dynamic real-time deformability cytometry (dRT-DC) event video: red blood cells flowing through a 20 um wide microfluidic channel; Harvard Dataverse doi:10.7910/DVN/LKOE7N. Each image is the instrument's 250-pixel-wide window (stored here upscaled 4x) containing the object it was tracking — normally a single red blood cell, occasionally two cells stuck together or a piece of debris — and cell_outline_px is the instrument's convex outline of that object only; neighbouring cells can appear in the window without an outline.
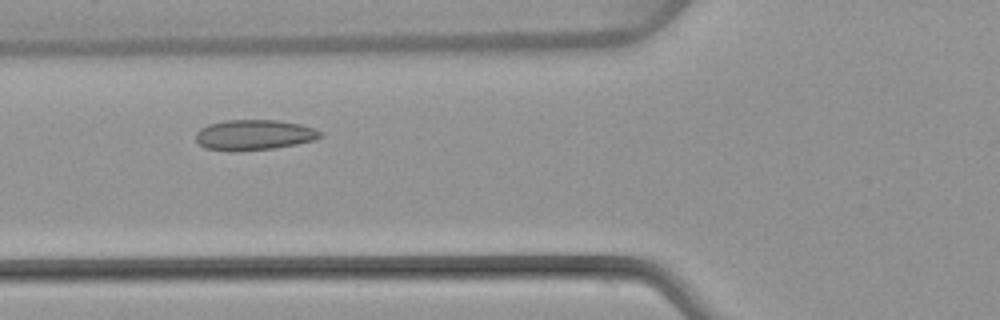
{"species": "common noctule bat (a hibernating species)", "species_latin": "Nyctalus noctula", "temperature_condition": "warm", "stored_images_in_passage": 29, "camera_frame_rate_fps": 3000, "um_per_image_px": 0.085, "animal": {"sex": "female", "body_mass_g": 22.7, "forearm_length_mm": 54.2}, "frame": {"image": 1, "passage_image": 7, "time_ms": 2.0, "image_size_px": [1000, 320], "cell_outline_px": [[324, 136], [316, 140], [296, 144], [272, 148], [240, 152], [232, 152], [204, 148], [196, 140], [196, 132], [200, 128], [208, 124], [224, 120], [276, 120], [300, 124], [324, 132]], "centroid_in_image_um": [21.59, 11.48], "position_along_channel_um": 104.2, "area_um2": 22.37}}
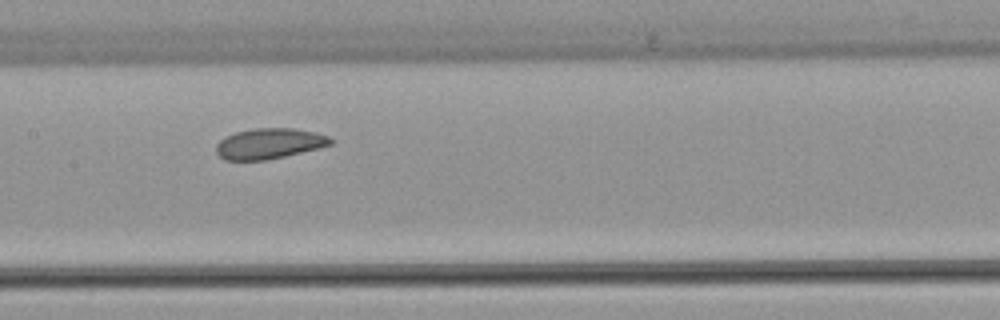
{"frame": {"image": 2, "passage_image": 13, "time_ms": 4.0, "image_size_px": [1000, 320], "cell_outline_px": [[332, 144], [320, 148], [284, 156], [264, 160], [224, 160], [216, 152], [216, 144], [220, 140], [236, 132], [252, 128], [292, 128], [316, 132], [328, 136], [332, 140]], "centroid_in_image_um": [22.89, 12.2], "position_along_channel_um": 184.5, "area_um2": 20.29}}
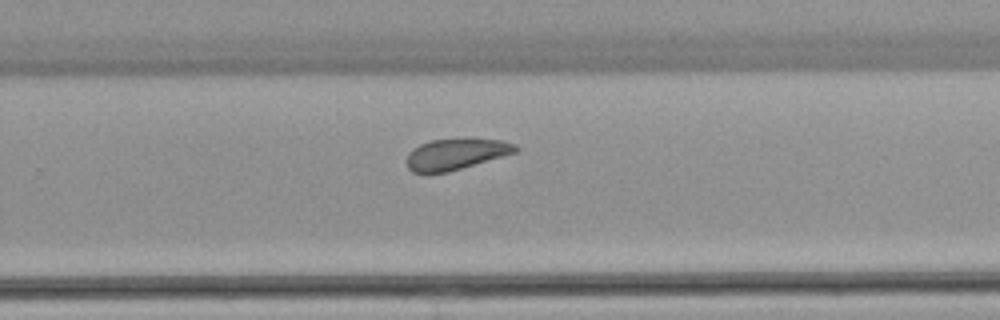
{"frame": {"image": 3, "passage_image": 21, "time_ms": 6.667, "image_size_px": [1000, 320], "cell_outline_px": [[520, 148], [516, 152], [448, 172], [412, 172], [408, 168], [404, 160], [408, 152], [420, 144], [432, 140], [464, 136], [468, 136], [500, 140], [516, 144]], "centroid_in_image_um": [38.75, 13.05], "position_along_channel_um": 291.0, "area_um2": 20.29}, "authors_computed_cell_mechanics": {"area_um2": 20.5768, "velocity_mm_per_s": 4.0182, "shape_relaxation_time_tau1_ms": 2.9154, "shape_relaxation_time_tau2_ms": 2.7898, "deformation_change_tau1": 0.0732, "deformation_change_tau2": 0.0827}}